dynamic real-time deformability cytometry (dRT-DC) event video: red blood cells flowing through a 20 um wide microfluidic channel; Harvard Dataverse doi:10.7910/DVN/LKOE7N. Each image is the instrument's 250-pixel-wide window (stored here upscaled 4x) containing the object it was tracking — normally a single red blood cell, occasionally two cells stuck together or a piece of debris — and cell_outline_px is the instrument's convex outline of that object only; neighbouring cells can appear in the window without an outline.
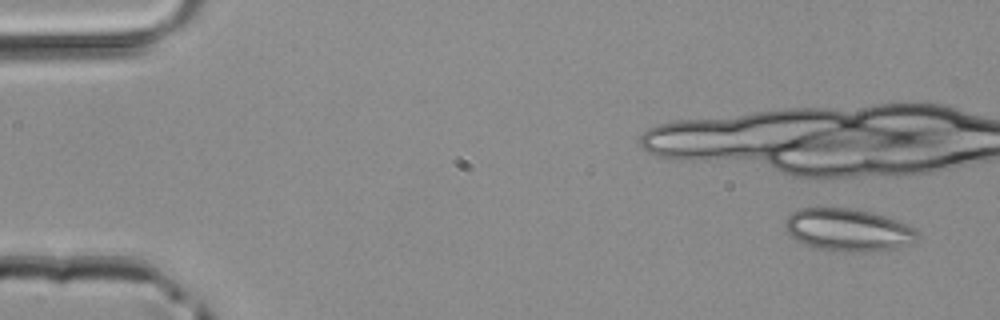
{"species": "common noctule bat (a hibernating species)", "species_latin": "Nyctalus noctula", "temperature_condition": "room temperature", "stored_images_in_passage": 3, "camera_frame_rate_fps": 3000, "um_per_image_px": 0.085, "animal": {"sex": "male", "body_mass_g": 20.4}, "frame": {"image": 1, "passage_image": 1, "time_ms": 0.0, "image_size_px": [1000, 320], "cell_outline_px": [[920, 236], [912, 244], [896, 248], [864, 252], [832, 252], [816, 248], [804, 244], [796, 240], [784, 228], [784, 220], [792, 212], [800, 208], [852, 208], [884, 216], [908, 224], [916, 228], [920, 232]], "centroid_in_image_um": [72.11, 19.56], "position_along_channel_um": 12.9, "area_um2": 33.23}}